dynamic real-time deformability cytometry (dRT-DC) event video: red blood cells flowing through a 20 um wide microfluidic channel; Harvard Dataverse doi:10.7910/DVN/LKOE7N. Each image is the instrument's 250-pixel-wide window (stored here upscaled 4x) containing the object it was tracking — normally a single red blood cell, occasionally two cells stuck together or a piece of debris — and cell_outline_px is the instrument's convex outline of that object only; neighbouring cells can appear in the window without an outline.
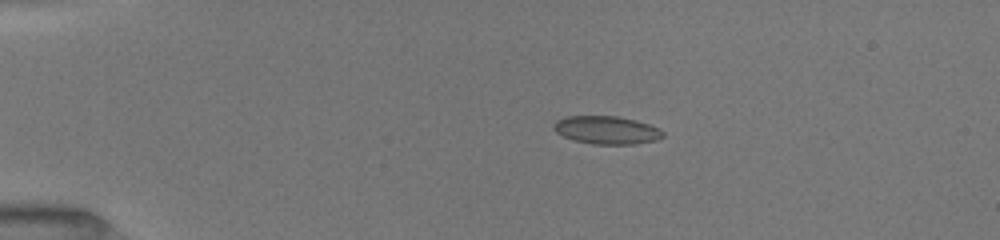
{"species": "common noctule bat (a hibernating species)", "species_latin": "Nyctalus noctula", "temperature_condition": "room temperature", "stored_images_in_passage": 11, "camera_frame_rate_fps": 3000, "um_per_image_px": 0.085, "animal": {"sex": "female", "body_mass_g": 19.5, "forearm_length_mm": 54.1}, "frame": {"image": 1, "passage_image": 7, "time_ms": 3.333, "image_size_px": [1000, 240], "cell_outline_px": [[664, 136], [656, 140], [636, 144], [592, 144], [572, 140], [556, 132], [552, 128], [552, 124], [556, 120], [564, 116], [616, 116], [636, 120], [660, 128], [664, 132]], "centroid_in_image_um": [51.54, 11.05], "position_along_channel_um": 33.5, "area_um2": 18.03}}
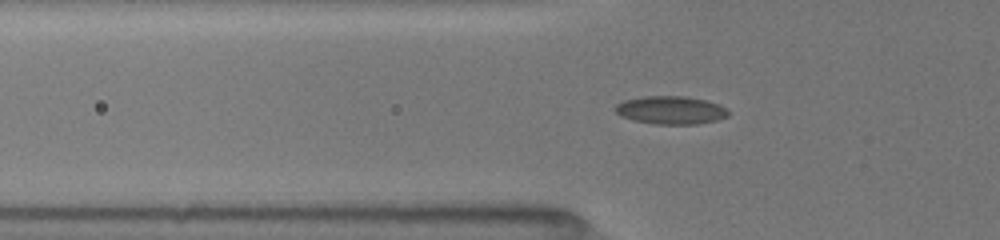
{"frame": {"image": 2, "passage_image": 11, "time_ms": 5.667, "image_size_px": [1000, 240], "cell_outline_px": [[728, 116], [716, 120], [700, 124], [656, 124], [632, 120], [620, 116], [616, 112], [616, 104], [624, 100], [644, 96], [684, 96], [704, 100], [720, 104], [728, 108]], "centroid_in_image_um": [57.03, 9.36], "position_along_channel_um": 68.8, "area_um2": 18.55}}